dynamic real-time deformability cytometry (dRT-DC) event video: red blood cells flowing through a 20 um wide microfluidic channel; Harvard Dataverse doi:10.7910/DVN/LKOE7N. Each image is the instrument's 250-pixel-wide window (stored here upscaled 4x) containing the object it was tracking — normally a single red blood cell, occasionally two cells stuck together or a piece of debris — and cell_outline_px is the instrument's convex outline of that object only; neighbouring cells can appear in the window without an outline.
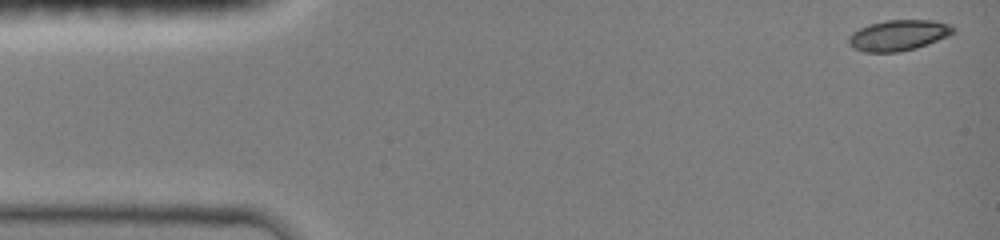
{"species": "common noctule bat (a hibernating species)", "species_latin": "Nyctalus noctula", "temperature_condition": "room temperature", "stored_images_in_passage": 6, "camera_frame_rate_fps": 3000, "um_per_image_px": 0.085, "animal": {"sex": "female", "body_mass_g": 19.0, "forearm_length_mm": 51.5}, "frame": {"image": 1, "passage_image": 1, "time_ms": 0.0, "image_size_px": [1000, 240], "cell_outline_px": [[956, 28], [948, 36], [928, 44], [916, 48], [896, 52], [864, 52], [852, 48], [848, 44], [848, 36], [852, 32], [868, 24], [884, 20], [936, 20], [952, 24]], "centroid_in_image_um": [76.36, 2.99], "position_along_channel_um": 8.6, "area_um2": 18.96}}
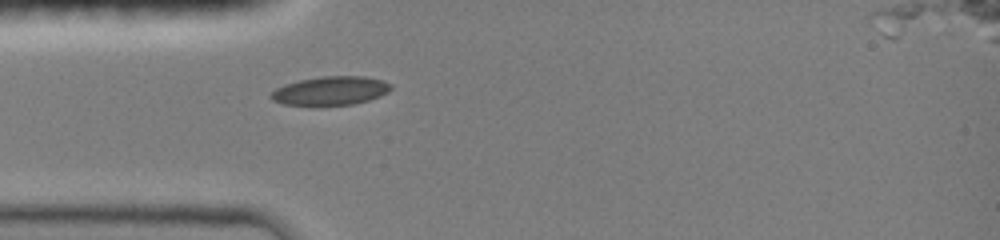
{"frame": {"image": 2, "passage_image": 6, "time_ms": 1.667, "image_size_px": [1000, 240], "cell_outline_px": [[392, 88], [388, 92], [380, 96], [368, 100], [352, 104], [284, 104], [272, 100], [268, 96], [276, 88], [284, 84], [300, 80], [324, 76], [364, 76], [384, 80], [392, 84]], "centroid_in_image_um": [28.12, 7.69], "position_along_channel_um": 56.9, "area_um2": 19.83}}